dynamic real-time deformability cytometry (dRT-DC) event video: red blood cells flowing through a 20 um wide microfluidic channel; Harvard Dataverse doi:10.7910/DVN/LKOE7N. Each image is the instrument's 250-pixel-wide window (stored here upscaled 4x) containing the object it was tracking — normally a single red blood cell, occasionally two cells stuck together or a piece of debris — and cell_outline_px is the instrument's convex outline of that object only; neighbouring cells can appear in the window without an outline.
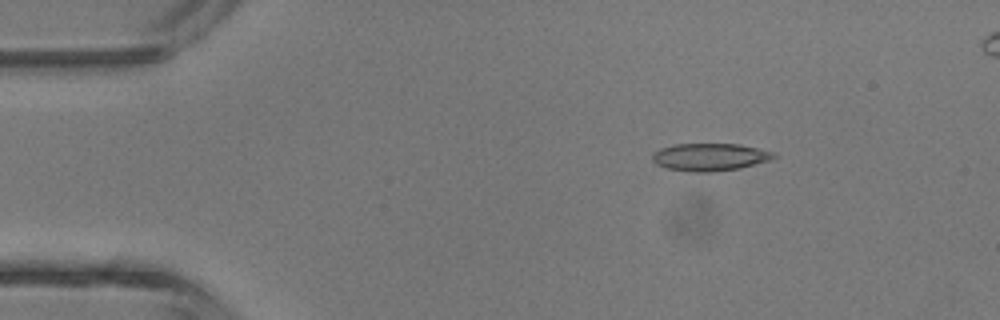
{"species": "common noctule bat (a hibernating species)", "species_latin": "Nyctalus noctula", "temperature_condition": "room temperature", "stored_images_in_passage": 3, "camera_frame_rate_fps": 3000, "um_per_image_px": 0.085, "animal": {"sex": "male", "body_mass_g": 13.3}, "frame": {"image": 1, "passage_image": 1, "time_ms": 0.0, "image_size_px": [1000, 320], "cell_outline_px": [[776, 156], [768, 160], [740, 168], [712, 172], [688, 172], [664, 168], [656, 164], [652, 160], [652, 152], [660, 148], [672, 144], [740, 144], [776, 152]], "centroid_in_image_um": [60.28, 13.35], "position_along_channel_um": 24.7, "area_um2": 19.71}}